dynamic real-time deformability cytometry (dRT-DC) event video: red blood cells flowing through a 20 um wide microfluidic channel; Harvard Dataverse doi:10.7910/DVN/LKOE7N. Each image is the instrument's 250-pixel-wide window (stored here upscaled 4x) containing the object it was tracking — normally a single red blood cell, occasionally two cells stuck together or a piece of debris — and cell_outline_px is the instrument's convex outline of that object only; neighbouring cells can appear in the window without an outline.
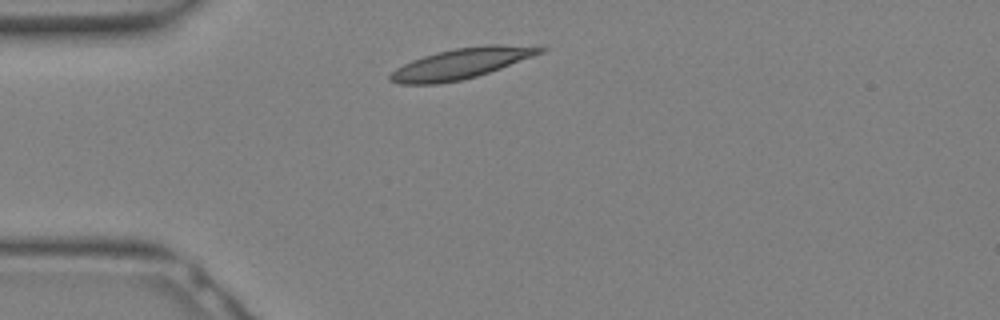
{"species": "Egyptian fruit bat (a non-hibernating species)", "species_latin": "Rousettus aegyptiacus", "temperature_condition": "warm", "stored_images_in_passage": 8, "camera_frame_rate_fps": 3000, "um_per_image_px": 0.085, "animal": {"sex": "female"}, "frame": {"image": 1, "passage_image": 1, "time_ms": 0.0, "image_size_px": [1000, 320], "cell_outline_px": [[548, 48], [544, 52], [500, 68], [476, 76], [460, 80], [436, 84], [400, 84], [388, 80], [388, 76], [396, 68], [412, 60], [424, 56], [456, 48], [484, 44], [496, 44]], "centroid_in_image_um": [39.17, 5.4], "position_along_channel_um": 45.8, "area_um2": 26.18}}
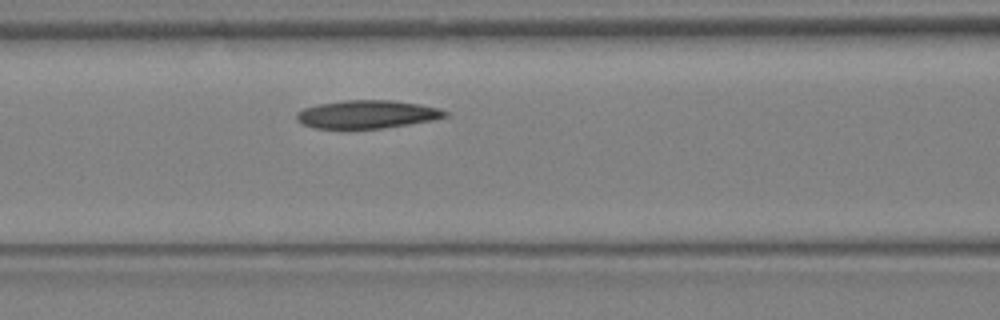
{"frame": {"image": 2, "passage_image": 6, "time_ms": 1.667, "image_size_px": [1000, 320], "cell_outline_px": [[448, 116], [432, 120], [384, 128], [316, 128], [304, 124], [296, 120], [296, 112], [304, 108], [320, 104], [344, 100], [392, 100], [440, 108], [448, 112]], "centroid_in_image_um": [31.2, 9.71], "position_along_channel_um": 135.4, "area_um2": 24.1}}
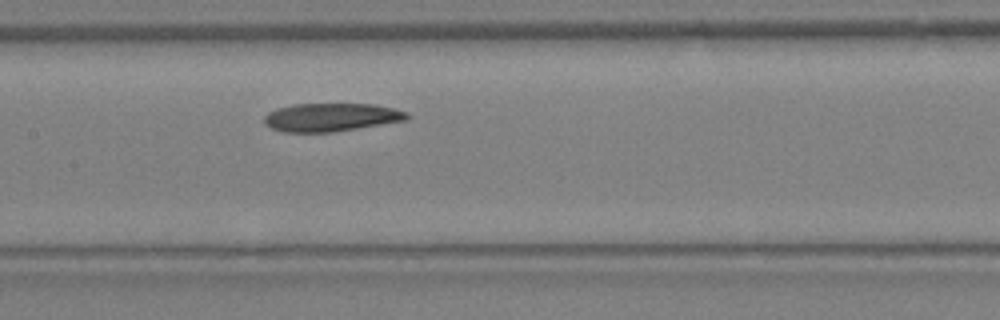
{"frame": {"image": 3, "passage_image": 8, "time_ms": 2.333, "image_size_px": [1000, 320], "cell_outline_px": [[412, 116], [408, 120], [332, 132], [284, 132], [272, 128], [264, 124], [264, 116], [268, 112], [276, 108], [296, 104], [376, 104], [408, 112]], "centroid_in_image_um": [28.16, 9.96], "position_along_channel_um": 179.2, "area_um2": 23.58}}